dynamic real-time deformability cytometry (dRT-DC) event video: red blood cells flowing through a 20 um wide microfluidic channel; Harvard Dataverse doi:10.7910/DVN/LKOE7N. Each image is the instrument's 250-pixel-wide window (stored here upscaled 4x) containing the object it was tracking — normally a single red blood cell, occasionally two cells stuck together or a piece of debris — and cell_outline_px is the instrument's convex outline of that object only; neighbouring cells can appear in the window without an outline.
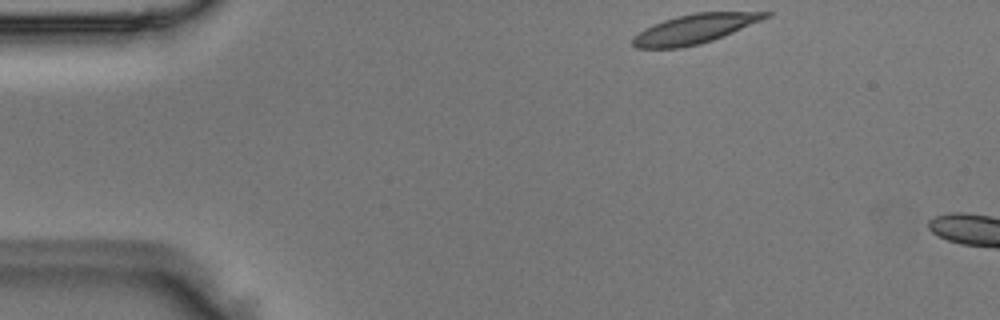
{"species": "Egyptian fruit bat (a non-hibernating species)", "species_latin": "Rousettus aegyptiacus", "temperature_condition": "room temperature", "stored_images_in_passage": 4, "camera_frame_rate_fps": 3000, "um_per_image_px": 0.085, "animal": {"sex": "male"}, "frame": {"image": 1, "passage_image": 1, "time_ms": 0.0, "image_size_px": [1000, 320], "cell_outline_px": [[772, 16], [712, 40], [700, 44], [680, 48], [636, 48], [632, 44], [632, 36], [644, 28], [652, 24], [676, 16], [696, 12], [772, 12]], "centroid_in_image_um": [59.0, 2.45], "position_along_channel_um": 26.0, "area_um2": 22.66}}